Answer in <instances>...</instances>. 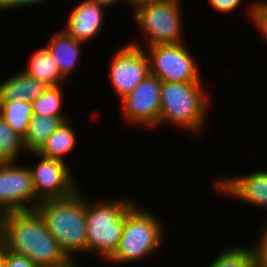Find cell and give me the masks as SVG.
<instances>
[{"instance_id":"cell-31","label":"cell","mask_w":267,"mask_h":267,"mask_svg":"<svg viewBox=\"0 0 267 267\" xmlns=\"http://www.w3.org/2000/svg\"><path fill=\"white\" fill-rule=\"evenodd\" d=\"M145 1H155V0H129V5L131 7L136 6L139 3L145 2Z\"/></svg>"},{"instance_id":"cell-9","label":"cell","mask_w":267,"mask_h":267,"mask_svg":"<svg viewBox=\"0 0 267 267\" xmlns=\"http://www.w3.org/2000/svg\"><path fill=\"white\" fill-rule=\"evenodd\" d=\"M36 198L31 169L18 162L0 163V216L17 211L35 210Z\"/></svg>"},{"instance_id":"cell-10","label":"cell","mask_w":267,"mask_h":267,"mask_svg":"<svg viewBox=\"0 0 267 267\" xmlns=\"http://www.w3.org/2000/svg\"><path fill=\"white\" fill-rule=\"evenodd\" d=\"M162 81L149 74L120 100L124 118L145 128L159 127Z\"/></svg>"},{"instance_id":"cell-5","label":"cell","mask_w":267,"mask_h":267,"mask_svg":"<svg viewBox=\"0 0 267 267\" xmlns=\"http://www.w3.org/2000/svg\"><path fill=\"white\" fill-rule=\"evenodd\" d=\"M164 225L157 215L135 204L124 218L122 237L114 255L107 261L115 264L143 260L158 250L164 238ZM158 248V249H157Z\"/></svg>"},{"instance_id":"cell-13","label":"cell","mask_w":267,"mask_h":267,"mask_svg":"<svg viewBox=\"0 0 267 267\" xmlns=\"http://www.w3.org/2000/svg\"><path fill=\"white\" fill-rule=\"evenodd\" d=\"M106 8L90 0L80 1L71 9L63 31L76 40L89 42L101 33Z\"/></svg>"},{"instance_id":"cell-25","label":"cell","mask_w":267,"mask_h":267,"mask_svg":"<svg viewBox=\"0 0 267 267\" xmlns=\"http://www.w3.org/2000/svg\"><path fill=\"white\" fill-rule=\"evenodd\" d=\"M3 267H37L28 257L7 250Z\"/></svg>"},{"instance_id":"cell-29","label":"cell","mask_w":267,"mask_h":267,"mask_svg":"<svg viewBox=\"0 0 267 267\" xmlns=\"http://www.w3.org/2000/svg\"><path fill=\"white\" fill-rule=\"evenodd\" d=\"M6 254H7V246L3 237L0 235V267H3L4 265Z\"/></svg>"},{"instance_id":"cell-3","label":"cell","mask_w":267,"mask_h":267,"mask_svg":"<svg viewBox=\"0 0 267 267\" xmlns=\"http://www.w3.org/2000/svg\"><path fill=\"white\" fill-rule=\"evenodd\" d=\"M202 83L162 82L159 126L169 123L186 132L200 134L210 103Z\"/></svg>"},{"instance_id":"cell-6","label":"cell","mask_w":267,"mask_h":267,"mask_svg":"<svg viewBox=\"0 0 267 267\" xmlns=\"http://www.w3.org/2000/svg\"><path fill=\"white\" fill-rule=\"evenodd\" d=\"M182 0L145 1L132 7L146 47L184 42ZM182 16V17H181Z\"/></svg>"},{"instance_id":"cell-11","label":"cell","mask_w":267,"mask_h":267,"mask_svg":"<svg viewBox=\"0 0 267 267\" xmlns=\"http://www.w3.org/2000/svg\"><path fill=\"white\" fill-rule=\"evenodd\" d=\"M32 155L40 159L36 167H29L35 196L39 201L65 198L79 189L76 177L66 162L44 157L37 152H32Z\"/></svg>"},{"instance_id":"cell-12","label":"cell","mask_w":267,"mask_h":267,"mask_svg":"<svg viewBox=\"0 0 267 267\" xmlns=\"http://www.w3.org/2000/svg\"><path fill=\"white\" fill-rule=\"evenodd\" d=\"M223 178V179H222ZM215 180L214 189L222 195L236 198L253 206L267 208V171H255L240 176Z\"/></svg>"},{"instance_id":"cell-18","label":"cell","mask_w":267,"mask_h":267,"mask_svg":"<svg viewBox=\"0 0 267 267\" xmlns=\"http://www.w3.org/2000/svg\"><path fill=\"white\" fill-rule=\"evenodd\" d=\"M70 121H64L47 139L38 154L65 162V157L77 144L76 131L72 129Z\"/></svg>"},{"instance_id":"cell-8","label":"cell","mask_w":267,"mask_h":267,"mask_svg":"<svg viewBox=\"0 0 267 267\" xmlns=\"http://www.w3.org/2000/svg\"><path fill=\"white\" fill-rule=\"evenodd\" d=\"M109 66L111 86L120 100L150 74L148 55L136 42L117 49Z\"/></svg>"},{"instance_id":"cell-26","label":"cell","mask_w":267,"mask_h":267,"mask_svg":"<svg viewBox=\"0 0 267 267\" xmlns=\"http://www.w3.org/2000/svg\"><path fill=\"white\" fill-rule=\"evenodd\" d=\"M211 7L219 13H230L238 10L242 0H208Z\"/></svg>"},{"instance_id":"cell-20","label":"cell","mask_w":267,"mask_h":267,"mask_svg":"<svg viewBox=\"0 0 267 267\" xmlns=\"http://www.w3.org/2000/svg\"><path fill=\"white\" fill-rule=\"evenodd\" d=\"M61 86H48V88L32 102V113L43 116L61 117L64 121L69 120L62 113L63 93Z\"/></svg>"},{"instance_id":"cell-14","label":"cell","mask_w":267,"mask_h":267,"mask_svg":"<svg viewBox=\"0 0 267 267\" xmlns=\"http://www.w3.org/2000/svg\"><path fill=\"white\" fill-rule=\"evenodd\" d=\"M48 40L46 47L51 52L61 75L67 80L79 63L81 45L84 42L70 37L63 30L51 34Z\"/></svg>"},{"instance_id":"cell-27","label":"cell","mask_w":267,"mask_h":267,"mask_svg":"<svg viewBox=\"0 0 267 267\" xmlns=\"http://www.w3.org/2000/svg\"><path fill=\"white\" fill-rule=\"evenodd\" d=\"M44 1L49 0H0V11L5 10H12L13 8H22V7H29L34 6L35 4H42L45 3Z\"/></svg>"},{"instance_id":"cell-19","label":"cell","mask_w":267,"mask_h":267,"mask_svg":"<svg viewBox=\"0 0 267 267\" xmlns=\"http://www.w3.org/2000/svg\"><path fill=\"white\" fill-rule=\"evenodd\" d=\"M0 115L21 138H24L33 116L32 103L21 100L0 101Z\"/></svg>"},{"instance_id":"cell-1","label":"cell","mask_w":267,"mask_h":267,"mask_svg":"<svg viewBox=\"0 0 267 267\" xmlns=\"http://www.w3.org/2000/svg\"><path fill=\"white\" fill-rule=\"evenodd\" d=\"M0 235L7 250L28 257L37 267H51L68 258L36 210L1 215Z\"/></svg>"},{"instance_id":"cell-16","label":"cell","mask_w":267,"mask_h":267,"mask_svg":"<svg viewBox=\"0 0 267 267\" xmlns=\"http://www.w3.org/2000/svg\"><path fill=\"white\" fill-rule=\"evenodd\" d=\"M30 57L29 67L22 69L24 73L48 86L63 87L66 80L47 47L37 49Z\"/></svg>"},{"instance_id":"cell-30","label":"cell","mask_w":267,"mask_h":267,"mask_svg":"<svg viewBox=\"0 0 267 267\" xmlns=\"http://www.w3.org/2000/svg\"><path fill=\"white\" fill-rule=\"evenodd\" d=\"M73 258H67L64 262L60 263V264H56L54 266L51 267H81V265H79L76 260L78 259H74ZM75 260V261H74Z\"/></svg>"},{"instance_id":"cell-2","label":"cell","mask_w":267,"mask_h":267,"mask_svg":"<svg viewBox=\"0 0 267 267\" xmlns=\"http://www.w3.org/2000/svg\"><path fill=\"white\" fill-rule=\"evenodd\" d=\"M79 190L65 198L40 201L35 208L68 258H73L75 252L87 253V196Z\"/></svg>"},{"instance_id":"cell-24","label":"cell","mask_w":267,"mask_h":267,"mask_svg":"<svg viewBox=\"0 0 267 267\" xmlns=\"http://www.w3.org/2000/svg\"><path fill=\"white\" fill-rule=\"evenodd\" d=\"M258 243L254 245L256 267H267V220L263 225Z\"/></svg>"},{"instance_id":"cell-22","label":"cell","mask_w":267,"mask_h":267,"mask_svg":"<svg viewBox=\"0 0 267 267\" xmlns=\"http://www.w3.org/2000/svg\"><path fill=\"white\" fill-rule=\"evenodd\" d=\"M207 267H256L253 247H227Z\"/></svg>"},{"instance_id":"cell-21","label":"cell","mask_w":267,"mask_h":267,"mask_svg":"<svg viewBox=\"0 0 267 267\" xmlns=\"http://www.w3.org/2000/svg\"><path fill=\"white\" fill-rule=\"evenodd\" d=\"M22 152H26L23 138L0 115V163H16Z\"/></svg>"},{"instance_id":"cell-23","label":"cell","mask_w":267,"mask_h":267,"mask_svg":"<svg viewBox=\"0 0 267 267\" xmlns=\"http://www.w3.org/2000/svg\"><path fill=\"white\" fill-rule=\"evenodd\" d=\"M248 16L250 15V21L258 29L264 40L267 42V0L254 1L252 5H249Z\"/></svg>"},{"instance_id":"cell-4","label":"cell","mask_w":267,"mask_h":267,"mask_svg":"<svg viewBox=\"0 0 267 267\" xmlns=\"http://www.w3.org/2000/svg\"><path fill=\"white\" fill-rule=\"evenodd\" d=\"M121 198L96 203L86 199L87 253H94L103 261H108L116 252L125 214L137 204L135 200Z\"/></svg>"},{"instance_id":"cell-15","label":"cell","mask_w":267,"mask_h":267,"mask_svg":"<svg viewBox=\"0 0 267 267\" xmlns=\"http://www.w3.org/2000/svg\"><path fill=\"white\" fill-rule=\"evenodd\" d=\"M48 85L33 78L22 70L0 83V101H16L32 103Z\"/></svg>"},{"instance_id":"cell-28","label":"cell","mask_w":267,"mask_h":267,"mask_svg":"<svg viewBox=\"0 0 267 267\" xmlns=\"http://www.w3.org/2000/svg\"><path fill=\"white\" fill-rule=\"evenodd\" d=\"M94 3H97L98 5L106 8V7H112V5L118 3V2H125L126 4H129V0H90Z\"/></svg>"},{"instance_id":"cell-17","label":"cell","mask_w":267,"mask_h":267,"mask_svg":"<svg viewBox=\"0 0 267 267\" xmlns=\"http://www.w3.org/2000/svg\"><path fill=\"white\" fill-rule=\"evenodd\" d=\"M64 122L61 117L36 115L30 118L23 138L24 149L28 153L38 152L49 136Z\"/></svg>"},{"instance_id":"cell-7","label":"cell","mask_w":267,"mask_h":267,"mask_svg":"<svg viewBox=\"0 0 267 267\" xmlns=\"http://www.w3.org/2000/svg\"><path fill=\"white\" fill-rule=\"evenodd\" d=\"M185 42L146 48L150 74L162 82H202L199 66Z\"/></svg>"}]
</instances>
